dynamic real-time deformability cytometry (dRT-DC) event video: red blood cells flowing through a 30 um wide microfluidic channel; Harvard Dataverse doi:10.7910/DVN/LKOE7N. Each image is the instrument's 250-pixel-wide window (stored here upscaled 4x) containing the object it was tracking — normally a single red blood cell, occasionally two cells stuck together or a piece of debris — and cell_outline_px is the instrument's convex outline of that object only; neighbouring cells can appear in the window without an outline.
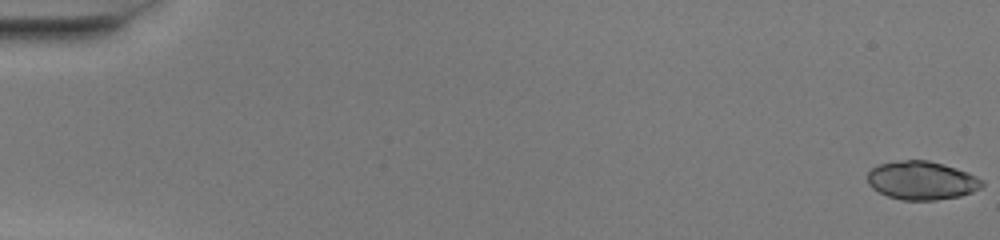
{"species": "common noctule bat (a hibernating species)", "species_latin": "Nyctalus noctula", "temperature_condition": "warm", "stored_images_in_passage": 51, "camera_frame_rate_fps": 3000, "um_per_image_px": 0.085, "animal": {"sex": "female", "body_mass_g": 20.0, "forearm_length_mm": 54.0}, "frame": {"image": 1, "passage_image": 1, "time_ms": 0.0, "image_size_px": [1000, 240], "cell_outline_px": [[984, 184], [980, 188], [972, 192], [960, 196], [936, 200], [900, 200], [888, 196], [872, 188], [868, 184], [868, 172], [872, 168], [880, 164], [904, 160], [928, 160], [944, 164], [968, 172], [984, 180]], "centroid_in_image_um": [78.37, 15.34], "position_along_channel_um": 6.6, "area_um2": 25.72}}
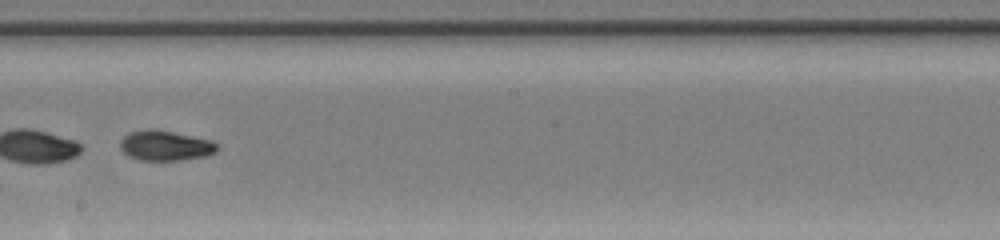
{"frame": {"image": 2, "passage_image": 31, "time_ms": 10.0, "image_size_px": [1000, 240], "cell_outline_px": [[220, 148], [216, 152], [204, 156], [180, 160], [140, 160], [128, 156], [120, 148], [120, 140], [128, 132], [148, 128], [152, 128], [212, 140], [220, 144]], "centroid_in_image_um": [14.06, 12.36], "position_along_channel_um": 234.1, "area_um2": 17.17}}
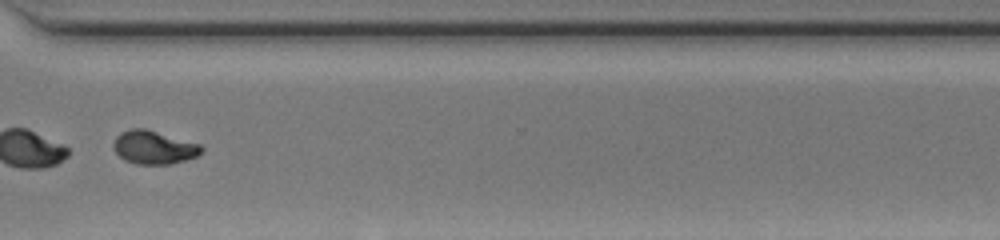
{"frame": {"image": 3, "passage_image": 40, "time_ms": 13.0, "image_size_px": [1000, 240], "cell_outline_px": [[204, 152], [196, 156], [172, 164], [136, 164], [124, 160], [116, 152], [112, 144], [116, 136], [120, 132], [132, 128], [144, 128], [200, 144], [204, 148]], "centroid_in_image_um": [13.07, 12.53], "position_along_channel_um": 357.5, "area_um2": 17.11}, "authors_computed_cell_mechanics": {"area_um2": 25.721, "velocity_mm_per_s": 4.1111, "shape_relaxation_time_tau1_ms": 2.5374, "shape_relaxation_time_tau2_ms": 4.0203, "deformation_change_tau1": 0.3177, "deformation_change_tau2": 0.0664}}